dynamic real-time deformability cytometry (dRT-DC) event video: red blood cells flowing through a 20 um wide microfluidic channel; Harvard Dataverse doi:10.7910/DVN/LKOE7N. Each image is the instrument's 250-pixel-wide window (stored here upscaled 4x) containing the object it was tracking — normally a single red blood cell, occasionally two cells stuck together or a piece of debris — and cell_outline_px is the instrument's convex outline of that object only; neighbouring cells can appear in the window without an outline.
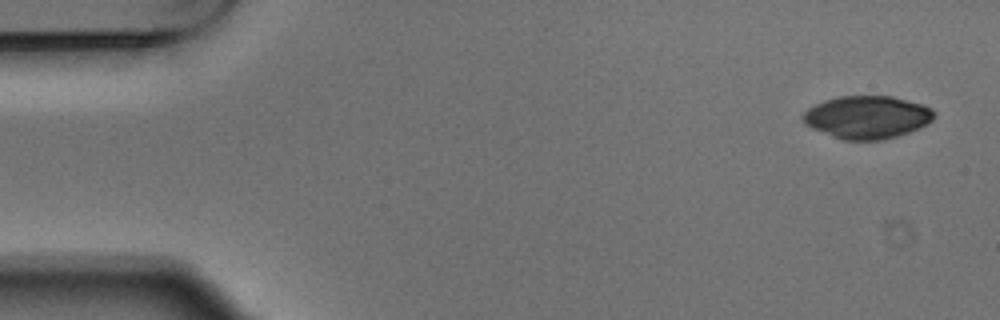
{"species": "Egyptian fruit bat (a non-hibernating species)", "species_latin": "Rousettus aegyptiacus", "temperature_condition": "warm", "stored_images_in_passage": 5, "camera_frame_rate_fps": 3000, "um_per_image_px": 0.085, "animal": {"sex": "male"}, "frame": {"image": 1, "passage_image": 1, "time_ms": 0.0, "image_size_px": [1000, 320], "cell_outline_px": [[936, 112], [932, 120], [928, 124], [908, 132], [896, 136], [880, 140], [844, 140], [832, 136], [812, 128], [804, 124], [804, 112], [808, 108], [824, 100], [840, 96], [892, 96], [924, 104], [932, 108]], "centroid_in_image_um": [73.74, 9.95], "position_along_channel_um": 11.3, "area_um2": 32.66}}